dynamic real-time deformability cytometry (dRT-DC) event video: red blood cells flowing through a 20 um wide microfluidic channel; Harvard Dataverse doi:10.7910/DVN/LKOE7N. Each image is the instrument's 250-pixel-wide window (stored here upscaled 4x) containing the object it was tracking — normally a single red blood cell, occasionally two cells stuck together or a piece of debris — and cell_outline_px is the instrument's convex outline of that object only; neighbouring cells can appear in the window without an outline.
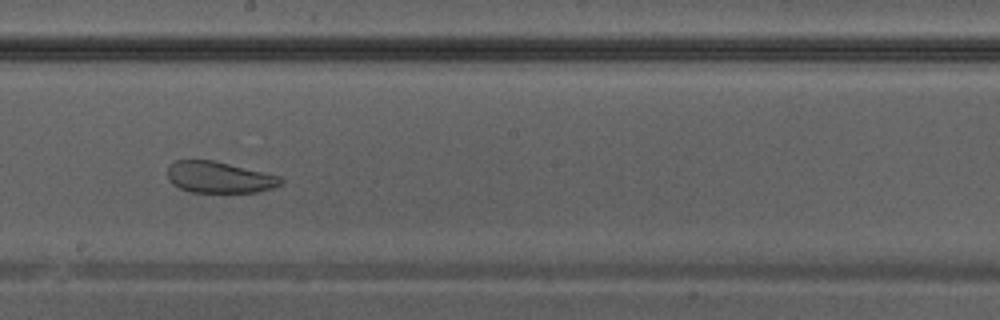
{"species": "Egyptian fruit bat (a non-hibernating species)", "species_latin": "Rousettus aegyptiacus", "temperature_condition": "warm", "stored_images_in_passage": 35, "camera_frame_rate_fps": 3000, "um_per_image_px": 0.085, "animal": {"sex": "male"}, "frame": {"image": 1, "passage_image": 16, "time_ms": 5.0, "image_size_px": [1000, 320], "cell_outline_px": [[284, 184], [272, 188], [256, 192], [192, 192], [180, 188], [172, 184], [168, 180], [168, 164], [176, 160], [212, 160], [280, 176], [284, 180]], "centroid_in_image_um": [18.63, 15.07], "position_along_channel_um": 229.6, "area_um2": 20.69}}
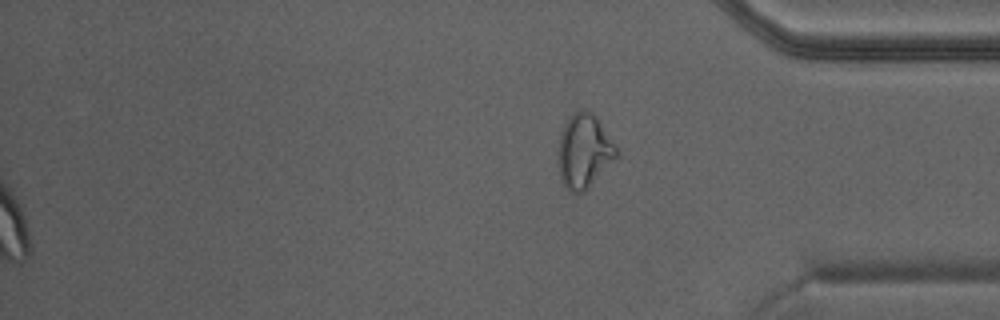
{"frame": {"image": 2, "passage_image": 35, "time_ms": 11.333, "image_size_px": [1000, 320], "cell_outline_px": [[620, 156], [584, 192], [576, 192], [568, 188], [560, 180], [560, 132], [568, 116], [572, 112], [580, 108], [584, 108], [592, 112], [596, 116], [616, 148]], "centroid_in_image_um": [49.67, 12.8], "position_along_channel_um": 385.5, "area_um2": 24.91}}